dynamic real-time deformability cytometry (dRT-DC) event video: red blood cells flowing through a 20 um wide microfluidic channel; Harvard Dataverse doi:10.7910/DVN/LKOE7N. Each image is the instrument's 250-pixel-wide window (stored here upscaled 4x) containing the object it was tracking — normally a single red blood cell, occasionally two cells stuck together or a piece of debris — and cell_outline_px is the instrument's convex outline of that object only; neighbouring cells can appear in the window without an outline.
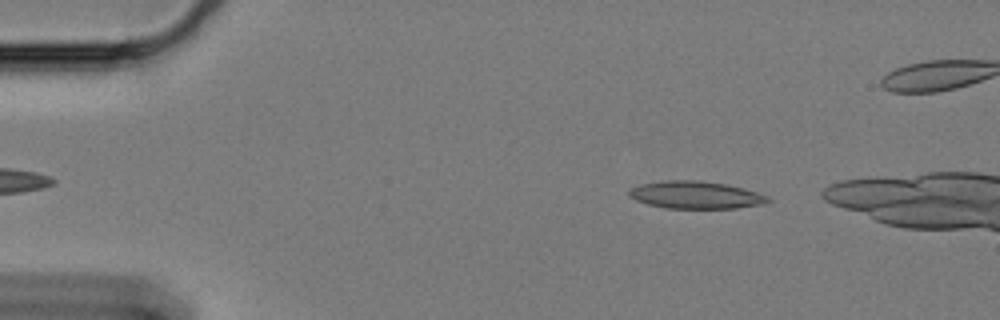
{"species": "Egyptian fruit bat (a non-hibernating species)", "species_latin": "Rousettus aegyptiacus", "temperature_condition": "cold", "stored_images_in_passage": 34, "camera_frame_rate_fps": 3000, "um_per_image_px": 0.085, "animal": {"sex": "female"}, "frame": {"image": 1, "passage_image": 3, "time_ms": 0.667, "image_size_px": [1000, 320], "cell_outline_px": [[772, 200], [760, 204], [736, 208], [664, 208], [648, 204], [636, 200], [628, 196], [628, 192], [632, 188], [640, 184], [668, 180], [696, 180], [724, 184], [756, 192], [768, 196]], "centroid_in_image_um": [59.09, 16.57], "position_along_channel_um": 25.9, "area_um2": 21.91}}
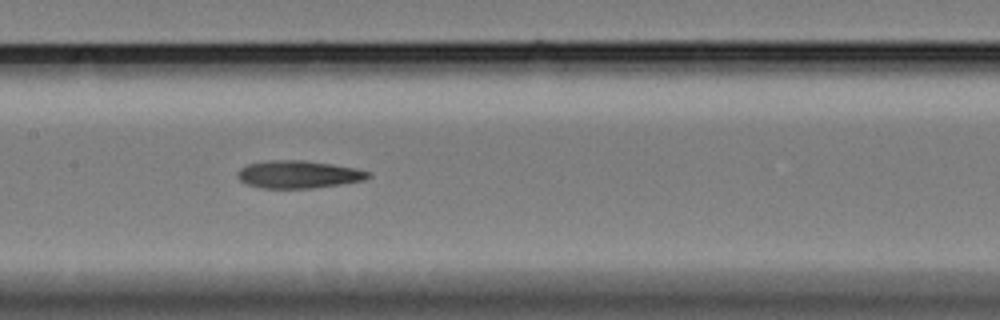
{"frame": {"image": 2, "passage_image": 23, "time_ms": 7.333, "image_size_px": [1000, 320], "cell_outline_px": [[372, 176], [364, 180], [340, 184], [312, 188], [260, 188], [248, 184], [240, 180], [236, 176], [236, 172], [240, 168], [248, 164], [268, 160], [304, 160], [332, 164], [356, 168], [372, 172]], "centroid_in_image_um": [25.37, 14.82], "position_along_channel_um": 182.0, "area_um2": 21.15}}
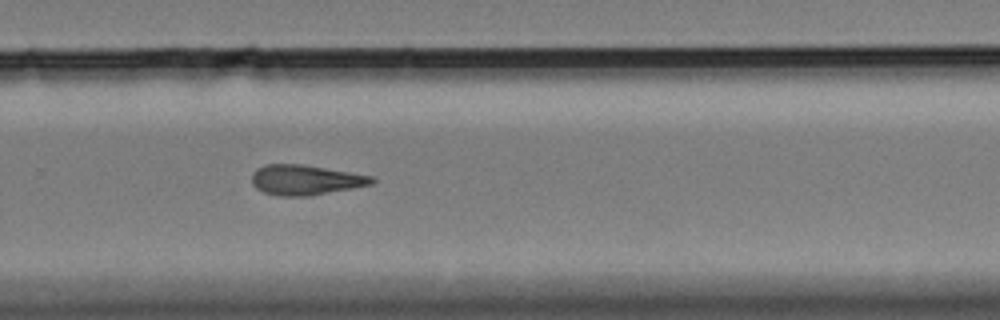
{"frame": {"image": 3, "passage_image": 34, "time_ms": 11.0, "image_size_px": [1000, 320], "cell_outline_px": [[376, 180], [372, 184], [352, 188], [308, 196], [280, 196], [264, 192], [256, 188], [252, 184], [252, 172], [256, 168], [264, 164], [300, 164], [372, 176]], "centroid_in_image_um": [25.91, 15.29], "position_along_channel_um": 303.9, "area_um2": 20.87}}